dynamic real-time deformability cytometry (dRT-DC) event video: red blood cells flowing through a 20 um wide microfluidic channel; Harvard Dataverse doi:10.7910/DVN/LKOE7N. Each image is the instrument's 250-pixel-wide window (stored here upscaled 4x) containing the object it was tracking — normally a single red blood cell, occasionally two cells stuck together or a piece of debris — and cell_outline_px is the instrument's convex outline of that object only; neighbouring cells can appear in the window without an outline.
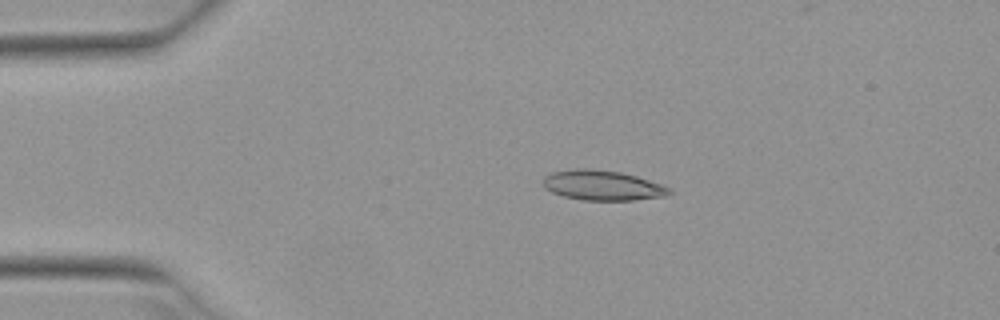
{"species": "Egyptian fruit bat (a non-hibernating species)", "species_latin": "Rousettus aegyptiacus", "temperature_condition": "warm", "stored_images_in_passage": 4, "camera_frame_rate_fps": 3000, "um_per_image_px": 0.085, "animal": {"sex": "female"}, "frame": {"image": 1, "passage_image": 3, "time_ms": 0.667, "image_size_px": [1000, 320], "cell_outline_px": [[672, 192], [664, 196], [632, 200], [584, 200], [564, 196], [552, 192], [544, 188], [544, 176], [552, 172], [580, 168], [584, 168], [620, 172], [636, 176], [672, 188]], "centroid_in_image_um": [51.21, 15.76], "position_along_channel_um": 33.8, "area_um2": 21.79}}